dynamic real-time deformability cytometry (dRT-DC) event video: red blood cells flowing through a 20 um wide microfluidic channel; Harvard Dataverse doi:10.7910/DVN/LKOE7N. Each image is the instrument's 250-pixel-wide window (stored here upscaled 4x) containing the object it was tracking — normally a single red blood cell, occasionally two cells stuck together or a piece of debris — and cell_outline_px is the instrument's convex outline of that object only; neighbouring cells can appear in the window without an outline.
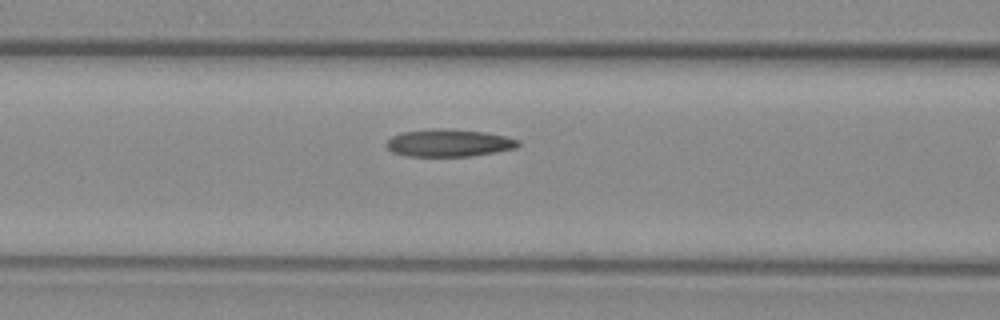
{"species": "common noctule bat (a hibernating species)", "species_latin": "Nyctalus noctula", "temperature_condition": "warm", "stored_images_in_passage": 11, "camera_frame_rate_fps": 3000, "um_per_image_px": 0.085, "animal": {"sex": "female", "body_mass_g": 29.2, "forearm_length_mm": 56.3}, "frame": {"image": 1, "passage_image": 10, "time_ms": 3.0, "image_size_px": [1000, 320], "cell_outline_px": [[520, 144], [516, 148], [496, 152], [468, 156], [408, 156], [392, 152], [384, 144], [392, 136], [400, 132], [432, 128], [448, 128], [484, 132], [504, 136], [520, 140]], "centroid_in_image_um": [38.13, 12.14], "position_along_channel_um": 128.5, "area_um2": 21.21}}